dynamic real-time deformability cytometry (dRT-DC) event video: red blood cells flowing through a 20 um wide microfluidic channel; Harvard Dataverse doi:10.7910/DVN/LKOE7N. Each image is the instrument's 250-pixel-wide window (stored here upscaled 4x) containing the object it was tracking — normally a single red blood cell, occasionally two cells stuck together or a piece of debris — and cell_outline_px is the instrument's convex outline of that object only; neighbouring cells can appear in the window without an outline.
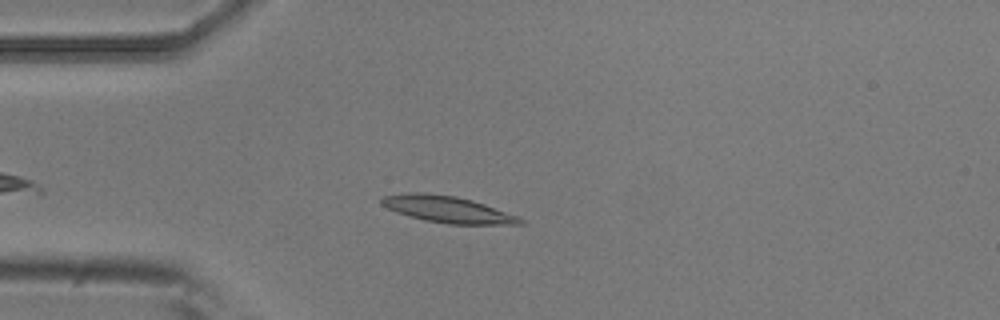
{"species": "common noctule bat (a hibernating species)", "species_latin": "Nyctalus noctula", "temperature_condition": "room temperature", "stored_images_in_passage": 2, "camera_frame_rate_fps": 3000, "um_per_image_px": 0.085, "animal": {"sex": "male", "body_mass_g": 20.5, "forearm_length_mm": 52.5}, "frame": {"image": 1, "passage_image": 2, "time_ms": 0.333, "image_size_px": [1000, 320], "cell_outline_px": [[524, 224], [448, 224], [424, 220], [408, 216], [396, 212], [380, 204], [380, 200], [384, 196], [408, 192], [424, 192], [456, 196], [472, 200], [520, 216], [524, 220]], "centroid_in_image_um": [38.04, 17.79], "position_along_channel_um": 47.0, "area_um2": 21.56}}